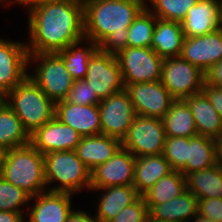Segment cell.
<instances>
[{"instance_id":"6da1fadb","label":"cell","mask_w":222,"mask_h":222,"mask_svg":"<svg viewBox=\"0 0 222 222\" xmlns=\"http://www.w3.org/2000/svg\"><path fill=\"white\" fill-rule=\"evenodd\" d=\"M28 9V53H56L85 39L84 3L54 1Z\"/></svg>"},{"instance_id":"7a4b0ae2","label":"cell","mask_w":222,"mask_h":222,"mask_svg":"<svg viewBox=\"0 0 222 222\" xmlns=\"http://www.w3.org/2000/svg\"><path fill=\"white\" fill-rule=\"evenodd\" d=\"M145 8L146 0H85V39L116 55L128 47V28Z\"/></svg>"},{"instance_id":"3957f363","label":"cell","mask_w":222,"mask_h":222,"mask_svg":"<svg viewBox=\"0 0 222 222\" xmlns=\"http://www.w3.org/2000/svg\"><path fill=\"white\" fill-rule=\"evenodd\" d=\"M1 176L31 197L47 191L44 155L30 143L3 152Z\"/></svg>"},{"instance_id":"277c9868","label":"cell","mask_w":222,"mask_h":222,"mask_svg":"<svg viewBox=\"0 0 222 222\" xmlns=\"http://www.w3.org/2000/svg\"><path fill=\"white\" fill-rule=\"evenodd\" d=\"M6 104L29 135L55 116V103L29 76L6 94Z\"/></svg>"},{"instance_id":"5b68a950","label":"cell","mask_w":222,"mask_h":222,"mask_svg":"<svg viewBox=\"0 0 222 222\" xmlns=\"http://www.w3.org/2000/svg\"><path fill=\"white\" fill-rule=\"evenodd\" d=\"M44 170L47 191L68 192L76 195L84 189L90 190L91 171L78 158L75 150L45 154ZM53 182L59 184L50 187Z\"/></svg>"},{"instance_id":"8992f818","label":"cell","mask_w":222,"mask_h":222,"mask_svg":"<svg viewBox=\"0 0 222 222\" xmlns=\"http://www.w3.org/2000/svg\"><path fill=\"white\" fill-rule=\"evenodd\" d=\"M36 61V62H35ZM35 65L28 76L54 102L65 100L75 80L66 69L63 58L58 52L29 53L28 65Z\"/></svg>"},{"instance_id":"52a82bcc","label":"cell","mask_w":222,"mask_h":222,"mask_svg":"<svg viewBox=\"0 0 222 222\" xmlns=\"http://www.w3.org/2000/svg\"><path fill=\"white\" fill-rule=\"evenodd\" d=\"M124 85L161 80V58L152 48L130 47L116 54Z\"/></svg>"},{"instance_id":"ba28073f","label":"cell","mask_w":222,"mask_h":222,"mask_svg":"<svg viewBox=\"0 0 222 222\" xmlns=\"http://www.w3.org/2000/svg\"><path fill=\"white\" fill-rule=\"evenodd\" d=\"M175 100L202 92L205 73L181 56L163 61L160 80Z\"/></svg>"},{"instance_id":"9c48e42d","label":"cell","mask_w":222,"mask_h":222,"mask_svg":"<svg viewBox=\"0 0 222 222\" xmlns=\"http://www.w3.org/2000/svg\"><path fill=\"white\" fill-rule=\"evenodd\" d=\"M165 139L162 119L137 115L121 144L138 158L163 154Z\"/></svg>"},{"instance_id":"30bf717a","label":"cell","mask_w":222,"mask_h":222,"mask_svg":"<svg viewBox=\"0 0 222 222\" xmlns=\"http://www.w3.org/2000/svg\"><path fill=\"white\" fill-rule=\"evenodd\" d=\"M84 79L101 100L124 89L116 55L99 49L90 58Z\"/></svg>"},{"instance_id":"8fae6325","label":"cell","mask_w":222,"mask_h":222,"mask_svg":"<svg viewBox=\"0 0 222 222\" xmlns=\"http://www.w3.org/2000/svg\"><path fill=\"white\" fill-rule=\"evenodd\" d=\"M101 134L122 141L137 114L125 89L100 101Z\"/></svg>"},{"instance_id":"7c38bea8","label":"cell","mask_w":222,"mask_h":222,"mask_svg":"<svg viewBox=\"0 0 222 222\" xmlns=\"http://www.w3.org/2000/svg\"><path fill=\"white\" fill-rule=\"evenodd\" d=\"M136 114L162 119L175 99L161 81L124 85Z\"/></svg>"},{"instance_id":"4fadbf2b","label":"cell","mask_w":222,"mask_h":222,"mask_svg":"<svg viewBox=\"0 0 222 222\" xmlns=\"http://www.w3.org/2000/svg\"><path fill=\"white\" fill-rule=\"evenodd\" d=\"M136 157L122 146L105 163L90 173V189L133 185Z\"/></svg>"},{"instance_id":"5bb4252c","label":"cell","mask_w":222,"mask_h":222,"mask_svg":"<svg viewBox=\"0 0 222 222\" xmlns=\"http://www.w3.org/2000/svg\"><path fill=\"white\" fill-rule=\"evenodd\" d=\"M28 57L25 41L0 36V91L7 94L28 76Z\"/></svg>"},{"instance_id":"9a60e30c","label":"cell","mask_w":222,"mask_h":222,"mask_svg":"<svg viewBox=\"0 0 222 222\" xmlns=\"http://www.w3.org/2000/svg\"><path fill=\"white\" fill-rule=\"evenodd\" d=\"M82 136L55 116L30 135V144L41 154L76 150Z\"/></svg>"},{"instance_id":"2e32d148","label":"cell","mask_w":222,"mask_h":222,"mask_svg":"<svg viewBox=\"0 0 222 222\" xmlns=\"http://www.w3.org/2000/svg\"><path fill=\"white\" fill-rule=\"evenodd\" d=\"M180 56L206 74L222 60V27L202 36L185 37Z\"/></svg>"},{"instance_id":"e0dca14e","label":"cell","mask_w":222,"mask_h":222,"mask_svg":"<svg viewBox=\"0 0 222 222\" xmlns=\"http://www.w3.org/2000/svg\"><path fill=\"white\" fill-rule=\"evenodd\" d=\"M72 193L68 192H50L46 191L30 200L34 204L28 205L29 215L26 222H66L69 214L72 212Z\"/></svg>"},{"instance_id":"ac0fdd59","label":"cell","mask_w":222,"mask_h":222,"mask_svg":"<svg viewBox=\"0 0 222 222\" xmlns=\"http://www.w3.org/2000/svg\"><path fill=\"white\" fill-rule=\"evenodd\" d=\"M55 117L82 137L101 134L98 105H77L65 100L55 103Z\"/></svg>"},{"instance_id":"d6986e66","label":"cell","mask_w":222,"mask_h":222,"mask_svg":"<svg viewBox=\"0 0 222 222\" xmlns=\"http://www.w3.org/2000/svg\"><path fill=\"white\" fill-rule=\"evenodd\" d=\"M185 37H198L222 27L219 0H199L181 22Z\"/></svg>"},{"instance_id":"ffe728a7","label":"cell","mask_w":222,"mask_h":222,"mask_svg":"<svg viewBox=\"0 0 222 222\" xmlns=\"http://www.w3.org/2000/svg\"><path fill=\"white\" fill-rule=\"evenodd\" d=\"M122 146L121 140L105 134L82 137L76 147L78 158L92 171L107 162Z\"/></svg>"},{"instance_id":"44dd1931","label":"cell","mask_w":222,"mask_h":222,"mask_svg":"<svg viewBox=\"0 0 222 222\" xmlns=\"http://www.w3.org/2000/svg\"><path fill=\"white\" fill-rule=\"evenodd\" d=\"M152 217L170 222H190L198 214V198L190 191H184L163 204H146Z\"/></svg>"},{"instance_id":"7402d4cb","label":"cell","mask_w":222,"mask_h":222,"mask_svg":"<svg viewBox=\"0 0 222 222\" xmlns=\"http://www.w3.org/2000/svg\"><path fill=\"white\" fill-rule=\"evenodd\" d=\"M100 193L95 217L99 222H110L122 209L133 203L140 195L133 185L109 186L101 189H90Z\"/></svg>"},{"instance_id":"603a6c76","label":"cell","mask_w":222,"mask_h":222,"mask_svg":"<svg viewBox=\"0 0 222 222\" xmlns=\"http://www.w3.org/2000/svg\"><path fill=\"white\" fill-rule=\"evenodd\" d=\"M184 39L181 22L157 18L151 48L161 58L166 59L180 56Z\"/></svg>"},{"instance_id":"cb8c5ba5","label":"cell","mask_w":222,"mask_h":222,"mask_svg":"<svg viewBox=\"0 0 222 222\" xmlns=\"http://www.w3.org/2000/svg\"><path fill=\"white\" fill-rule=\"evenodd\" d=\"M184 101L192 112L198 135L215 139L222 131V118L212 107L208 97L200 92Z\"/></svg>"},{"instance_id":"d4e9b609","label":"cell","mask_w":222,"mask_h":222,"mask_svg":"<svg viewBox=\"0 0 222 222\" xmlns=\"http://www.w3.org/2000/svg\"><path fill=\"white\" fill-rule=\"evenodd\" d=\"M172 171L169 162L163 154L140 156L136 158L134 166L133 186L137 193L142 196L158 180Z\"/></svg>"},{"instance_id":"484cf974","label":"cell","mask_w":222,"mask_h":222,"mask_svg":"<svg viewBox=\"0 0 222 222\" xmlns=\"http://www.w3.org/2000/svg\"><path fill=\"white\" fill-rule=\"evenodd\" d=\"M186 189L198 199L222 198V164L188 173L185 176Z\"/></svg>"},{"instance_id":"4316f807","label":"cell","mask_w":222,"mask_h":222,"mask_svg":"<svg viewBox=\"0 0 222 222\" xmlns=\"http://www.w3.org/2000/svg\"><path fill=\"white\" fill-rule=\"evenodd\" d=\"M218 163L215 139L197 135L188 138V160L181 173H188L210 168Z\"/></svg>"},{"instance_id":"83f0119b","label":"cell","mask_w":222,"mask_h":222,"mask_svg":"<svg viewBox=\"0 0 222 222\" xmlns=\"http://www.w3.org/2000/svg\"><path fill=\"white\" fill-rule=\"evenodd\" d=\"M162 121L166 136L191 138L198 135L194 117L184 100H175Z\"/></svg>"},{"instance_id":"f1b7e54d","label":"cell","mask_w":222,"mask_h":222,"mask_svg":"<svg viewBox=\"0 0 222 222\" xmlns=\"http://www.w3.org/2000/svg\"><path fill=\"white\" fill-rule=\"evenodd\" d=\"M30 143V135L21 120L6 104L0 110V150L7 151Z\"/></svg>"},{"instance_id":"f546056e","label":"cell","mask_w":222,"mask_h":222,"mask_svg":"<svg viewBox=\"0 0 222 222\" xmlns=\"http://www.w3.org/2000/svg\"><path fill=\"white\" fill-rule=\"evenodd\" d=\"M84 41L87 42L82 45L84 47L79 46ZM97 50L98 45L96 43L91 40L87 41V39H83L79 42L70 44L67 48L60 50L58 53L63 58L66 69L76 81L85 78L89 60Z\"/></svg>"},{"instance_id":"4dcf8cb0","label":"cell","mask_w":222,"mask_h":222,"mask_svg":"<svg viewBox=\"0 0 222 222\" xmlns=\"http://www.w3.org/2000/svg\"><path fill=\"white\" fill-rule=\"evenodd\" d=\"M186 190L185 176L179 171L172 170L142 196L145 204H163L180 196Z\"/></svg>"},{"instance_id":"1f68e13d","label":"cell","mask_w":222,"mask_h":222,"mask_svg":"<svg viewBox=\"0 0 222 222\" xmlns=\"http://www.w3.org/2000/svg\"><path fill=\"white\" fill-rule=\"evenodd\" d=\"M157 17L145 8L128 28V46L151 48Z\"/></svg>"},{"instance_id":"d6a6232c","label":"cell","mask_w":222,"mask_h":222,"mask_svg":"<svg viewBox=\"0 0 222 222\" xmlns=\"http://www.w3.org/2000/svg\"><path fill=\"white\" fill-rule=\"evenodd\" d=\"M146 8L157 18L182 22L188 10L199 0H146ZM150 2V3H149ZM151 6H149V5Z\"/></svg>"},{"instance_id":"836d02e7","label":"cell","mask_w":222,"mask_h":222,"mask_svg":"<svg viewBox=\"0 0 222 222\" xmlns=\"http://www.w3.org/2000/svg\"><path fill=\"white\" fill-rule=\"evenodd\" d=\"M31 196L26 193L23 189H20L2 176H0V211L10 212H26L23 205H29Z\"/></svg>"},{"instance_id":"e575fe53","label":"cell","mask_w":222,"mask_h":222,"mask_svg":"<svg viewBox=\"0 0 222 222\" xmlns=\"http://www.w3.org/2000/svg\"><path fill=\"white\" fill-rule=\"evenodd\" d=\"M163 155L172 170L181 172L188 160V137L166 136Z\"/></svg>"},{"instance_id":"d590c367","label":"cell","mask_w":222,"mask_h":222,"mask_svg":"<svg viewBox=\"0 0 222 222\" xmlns=\"http://www.w3.org/2000/svg\"><path fill=\"white\" fill-rule=\"evenodd\" d=\"M65 101L77 105H99L101 99L92 91L85 79L76 80Z\"/></svg>"},{"instance_id":"8d00e7d4","label":"cell","mask_w":222,"mask_h":222,"mask_svg":"<svg viewBox=\"0 0 222 222\" xmlns=\"http://www.w3.org/2000/svg\"><path fill=\"white\" fill-rule=\"evenodd\" d=\"M148 207L143 196H139L133 203L122 209L110 222H145Z\"/></svg>"},{"instance_id":"74e56055","label":"cell","mask_w":222,"mask_h":222,"mask_svg":"<svg viewBox=\"0 0 222 222\" xmlns=\"http://www.w3.org/2000/svg\"><path fill=\"white\" fill-rule=\"evenodd\" d=\"M198 214L222 222V198L198 199Z\"/></svg>"},{"instance_id":"f35d334b","label":"cell","mask_w":222,"mask_h":222,"mask_svg":"<svg viewBox=\"0 0 222 222\" xmlns=\"http://www.w3.org/2000/svg\"><path fill=\"white\" fill-rule=\"evenodd\" d=\"M202 92L208 97L212 107L222 118V88L210 85L205 81Z\"/></svg>"},{"instance_id":"ab89813d","label":"cell","mask_w":222,"mask_h":222,"mask_svg":"<svg viewBox=\"0 0 222 222\" xmlns=\"http://www.w3.org/2000/svg\"><path fill=\"white\" fill-rule=\"evenodd\" d=\"M205 77L208 84L222 88V60L211 67Z\"/></svg>"},{"instance_id":"60d3db41","label":"cell","mask_w":222,"mask_h":222,"mask_svg":"<svg viewBox=\"0 0 222 222\" xmlns=\"http://www.w3.org/2000/svg\"><path fill=\"white\" fill-rule=\"evenodd\" d=\"M66 222H99V220L94 216L90 215L88 212L82 210H72L69 214Z\"/></svg>"},{"instance_id":"b9f144b4","label":"cell","mask_w":222,"mask_h":222,"mask_svg":"<svg viewBox=\"0 0 222 222\" xmlns=\"http://www.w3.org/2000/svg\"><path fill=\"white\" fill-rule=\"evenodd\" d=\"M25 215L19 212L0 211V222H26Z\"/></svg>"},{"instance_id":"7bdbcfd3","label":"cell","mask_w":222,"mask_h":222,"mask_svg":"<svg viewBox=\"0 0 222 222\" xmlns=\"http://www.w3.org/2000/svg\"><path fill=\"white\" fill-rule=\"evenodd\" d=\"M54 1L84 3L85 0H21L19 5L20 6H33V5H36V4H41V3H45V2H54Z\"/></svg>"},{"instance_id":"ee69618b","label":"cell","mask_w":222,"mask_h":222,"mask_svg":"<svg viewBox=\"0 0 222 222\" xmlns=\"http://www.w3.org/2000/svg\"><path fill=\"white\" fill-rule=\"evenodd\" d=\"M216 150H217V160L222 164V131L215 138Z\"/></svg>"},{"instance_id":"f6af8a7d","label":"cell","mask_w":222,"mask_h":222,"mask_svg":"<svg viewBox=\"0 0 222 222\" xmlns=\"http://www.w3.org/2000/svg\"><path fill=\"white\" fill-rule=\"evenodd\" d=\"M193 219L191 220L192 222H216L209 217L201 216L200 214H197Z\"/></svg>"},{"instance_id":"bcb514c9","label":"cell","mask_w":222,"mask_h":222,"mask_svg":"<svg viewBox=\"0 0 222 222\" xmlns=\"http://www.w3.org/2000/svg\"><path fill=\"white\" fill-rule=\"evenodd\" d=\"M6 105V93L0 91V110Z\"/></svg>"},{"instance_id":"7dc6e473","label":"cell","mask_w":222,"mask_h":222,"mask_svg":"<svg viewBox=\"0 0 222 222\" xmlns=\"http://www.w3.org/2000/svg\"><path fill=\"white\" fill-rule=\"evenodd\" d=\"M145 222H170V221L158 220V219H156V218H154V217H152L151 215L148 214L146 216Z\"/></svg>"},{"instance_id":"c3c4849f","label":"cell","mask_w":222,"mask_h":222,"mask_svg":"<svg viewBox=\"0 0 222 222\" xmlns=\"http://www.w3.org/2000/svg\"><path fill=\"white\" fill-rule=\"evenodd\" d=\"M9 5L11 4V3H17L18 5H19V3L21 2V0H5Z\"/></svg>"},{"instance_id":"681fc988","label":"cell","mask_w":222,"mask_h":222,"mask_svg":"<svg viewBox=\"0 0 222 222\" xmlns=\"http://www.w3.org/2000/svg\"><path fill=\"white\" fill-rule=\"evenodd\" d=\"M219 8H220V17L222 22V0H219Z\"/></svg>"},{"instance_id":"f907efd6","label":"cell","mask_w":222,"mask_h":222,"mask_svg":"<svg viewBox=\"0 0 222 222\" xmlns=\"http://www.w3.org/2000/svg\"><path fill=\"white\" fill-rule=\"evenodd\" d=\"M2 156H3V151L0 150V176H1V160H2Z\"/></svg>"},{"instance_id":"816d5d0a","label":"cell","mask_w":222,"mask_h":222,"mask_svg":"<svg viewBox=\"0 0 222 222\" xmlns=\"http://www.w3.org/2000/svg\"><path fill=\"white\" fill-rule=\"evenodd\" d=\"M0 3H1V6H2L3 4H5V5H7L8 7H10V5H9L5 0H0Z\"/></svg>"}]
</instances>
